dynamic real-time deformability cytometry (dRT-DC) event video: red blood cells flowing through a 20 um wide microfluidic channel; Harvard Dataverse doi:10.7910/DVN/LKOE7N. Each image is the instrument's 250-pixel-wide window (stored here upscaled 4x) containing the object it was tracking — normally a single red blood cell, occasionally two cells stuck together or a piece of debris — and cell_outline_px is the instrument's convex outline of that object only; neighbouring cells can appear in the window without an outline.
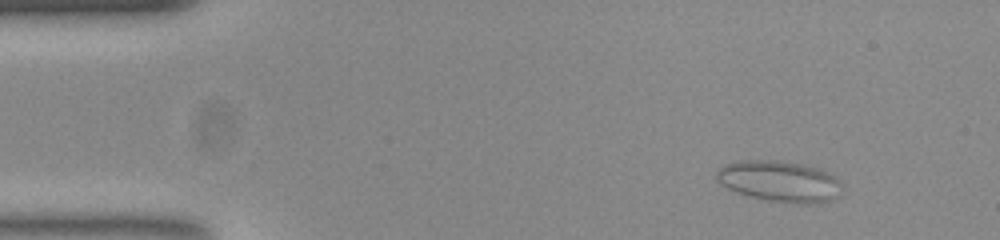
{"species": "common noctule bat (a hibernating species)", "species_latin": "Nyctalus noctula", "temperature_condition": "room temperature", "stored_images_in_passage": 47, "segment_of_instrument_passage": [1, 2], "camera_frame_rate_fps": 3000, "um_per_image_px": 0.085, "animal": {"sex": "female", "body_mass_g": 23.0, "forearm_length_mm": 53.4}, "frame": {"image": 1, "passage_image": 5, "time_ms": 1.333, "image_size_px": [1000, 240], "cell_outline_px": [[832, 180], [824, 196], [816, 200], [780, 200], [756, 196], [740, 192], [728, 188], [716, 176], [720, 168], [728, 164], [740, 160], [780, 160], [804, 164], [816, 168], [824, 172]], "centroid_in_image_um": [65.91, 15.27], "position_along_channel_um": 19.1, "area_um2": 26.01}}
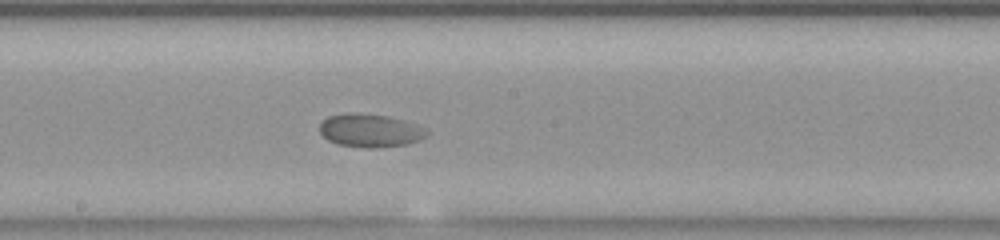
{"frame": {"image": 2, "passage_image": 28, "time_ms": 9.0, "image_size_px": [1000, 240], "cell_outline_px": [[428, 132], [424, 136], [408, 144], [376, 148], [364, 148], [336, 144], [328, 140], [320, 132], [320, 124], [328, 116], [348, 112], [356, 112], [388, 116], [404, 120]], "centroid_in_image_um": [31.38, 11.09], "position_along_channel_um": 216.8, "area_um2": 20.52}}
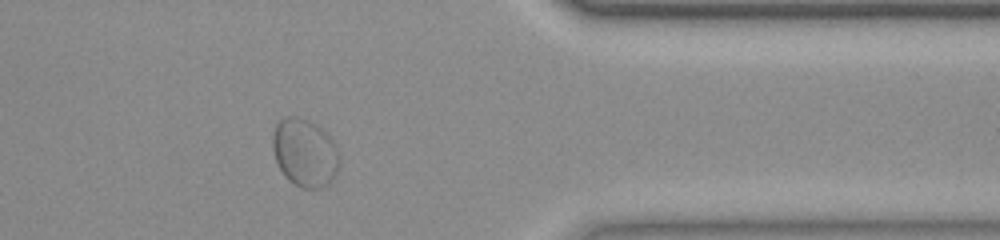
{"frame": {"image": 3, "passage_image": 43, "time_ms": 14.0, "image_size_px": [1000, 240], "cell_outline_px": [[336, 172], [320, 188], [304, 188], [288, 180], [280, 168], [276, 160], [272, 144], [272, 140], [276, 124], [284, 116], [296, 116], [308, 120], [316, 124], [332, 140], [336, 148]], "centroid_in_image_um": [25.84, 12.93], "position_along_channel_um": 385.6, "area_um2": 25.49}}